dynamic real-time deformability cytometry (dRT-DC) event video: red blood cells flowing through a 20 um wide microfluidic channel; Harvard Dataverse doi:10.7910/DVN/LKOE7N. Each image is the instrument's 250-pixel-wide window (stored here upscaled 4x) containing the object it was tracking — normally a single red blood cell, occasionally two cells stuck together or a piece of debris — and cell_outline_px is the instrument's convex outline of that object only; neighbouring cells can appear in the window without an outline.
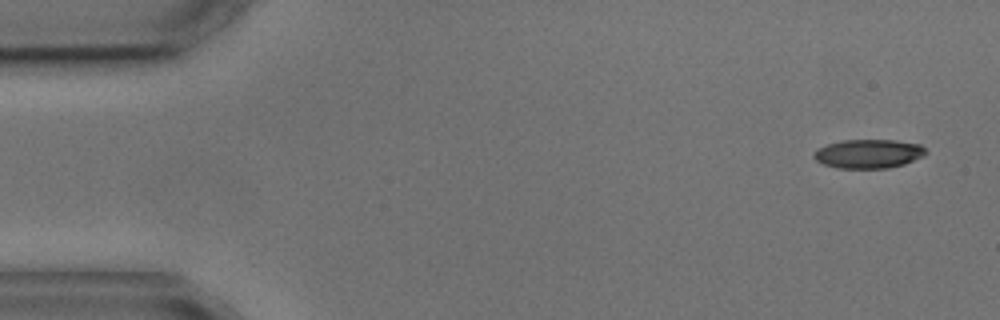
{"species": "common noctule bat (a hibernating species)", "species_latin": "Nyctalus noctula", "temperature_condition": "cold", "stored_images_in_passage": 4, "camera_frame_rate_fps": 3000, "um_per_image_px": 0.085, "animal": {"sex": "male", "body_mass_g": 17.9, "forearm_length_mm": 54.2}, "frame": {"image": 1, "passage_image": 1, "time_ms": 0.0, "image_size_px": [1000, 320], "cell_outline_px": [[928, 152], [924, 156], [904, 164], [888, 168], [836, 168], [824, 164], [816, 160], [812, 156], [816, 148], [828, 144], [844, 140], [896, 140], [920, 144]], "centroid_in_image_um": [73.83, 13.07], "position_along_channel_um": 11.2, "area_um2": 18.96}}
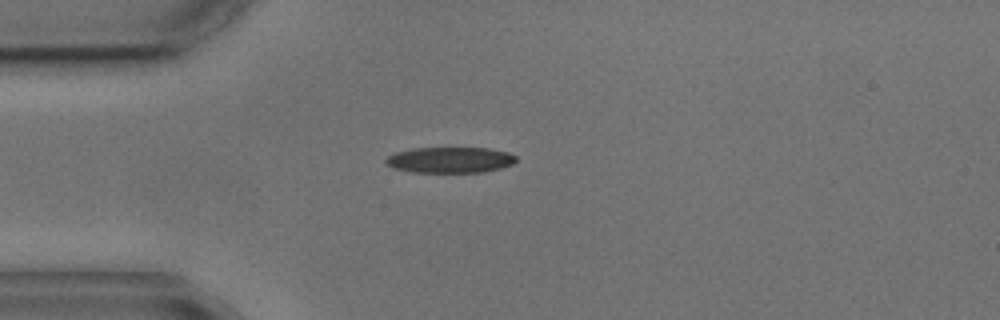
{"frame": {"image": 2, "passage_image": 4, "time_ms": 3.667, "image_size_px": [1000, 320], "cell_outline_px": [[516, 160], [512, 164], [500, 168], [484, 172], [412, 172], [392, 168], [384, 164], [384, 160], [388, 156], [396, 152], [412, 148], [488, 148], [508, 152], [516, 156]], "centroid_in_image_um": [38.21, 13.59], "position_along_channel_um": 46.8, "area_um2": 19.71}}